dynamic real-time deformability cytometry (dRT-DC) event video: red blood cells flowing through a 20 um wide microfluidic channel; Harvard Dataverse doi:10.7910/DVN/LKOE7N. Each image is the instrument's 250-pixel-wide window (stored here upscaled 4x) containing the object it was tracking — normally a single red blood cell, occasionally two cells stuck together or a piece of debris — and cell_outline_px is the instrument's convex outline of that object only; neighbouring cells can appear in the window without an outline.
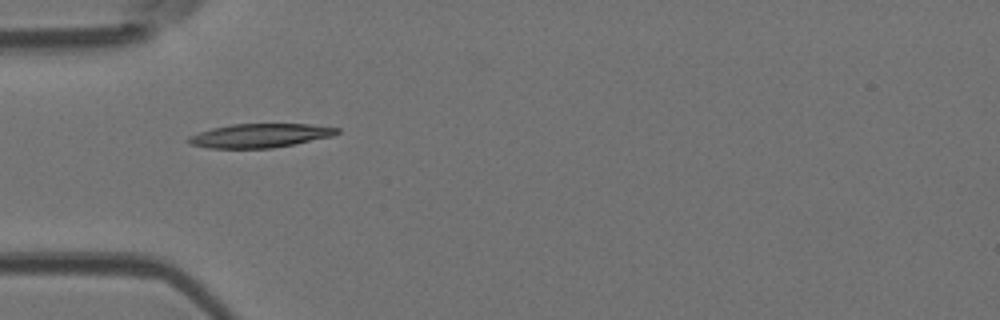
{"species": "Egyptian fruit bat (a non-hibernating species)", "species_latin": "Rousettus aegyptiacus", "temperature_condition": "room temperature", "stored_images_in_passage": 5, "camera_frame_rate_fps": 3000, "um_per_image_px": 0.085, "animal": {"sex": "female"}, "frame": {"image": 1, "passage_image": 4, "time_ms": 1.0, "image_size_px": [1000, 320], "cell_outline_px": [[340, 132], [332, 136], [272, 148], [208, 148], [188, 144], [188, 136], [212, 128], [232, 124], [308, 124], [340, 128]], "centroid_in_image_um": [22.07, 11.52], "position_along_channel_um": 62.9, "area_um2": 20.52}}
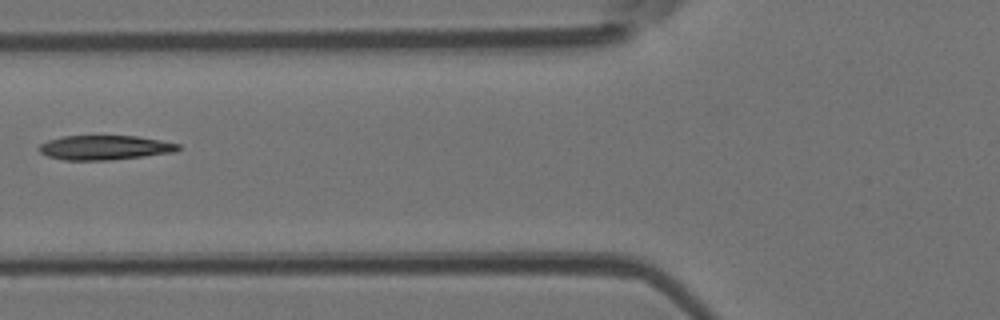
{"frame": {"image": 2, "passage_image": 5, "time_ms": 1.333, "image_size_px": [1000, 320], "cell_outline_px": [[180, 148], [176, 152], [112, 160], [64, 160], [48, 156], [40, 152], [36, 148], [40, 144], [48, 140], [60, 136], [136, 136], [160, 140], [180, 144]], "centroid_in_image_um": [8.89, 12.54], "position_along_channel_um": 116.9, "area_um2": 19.94}}